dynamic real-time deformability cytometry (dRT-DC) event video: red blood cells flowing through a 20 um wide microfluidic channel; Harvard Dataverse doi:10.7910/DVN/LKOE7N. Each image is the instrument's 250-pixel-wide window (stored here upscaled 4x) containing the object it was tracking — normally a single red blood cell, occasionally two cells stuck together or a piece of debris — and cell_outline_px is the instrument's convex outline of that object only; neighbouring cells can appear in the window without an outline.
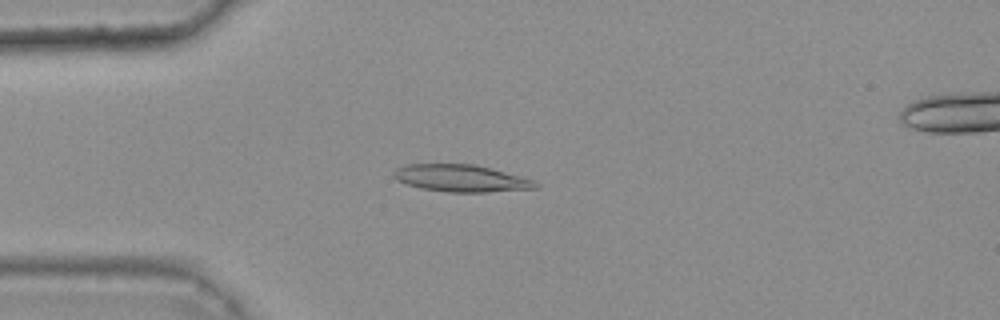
{"species": "common noctule bat (a hibernating species)", "species_latin": "Nyctalus noctula", "temperature_condition": "warm", "stored_images_in_passage": 36, "camera_frame_rate_fps": 3000, "um_per_image_px": 0.085, "animal": {"sex": "female", "body_mass_g": 25.1}, "frame": {"image": 1, "passage_image": 4, "time_ms": 1.0, "image_size_px": [1000, 320], "cell_outline_px": [[540, 188], [488, 192], [448, 192], [420, 188], [396, 180], [392, 176], [392, 172], [396, 168], [404, 164], [472, 164], [488, 168], [532, 180], [540, 184]], "centroid_in_image_um": [39.13, 15.16], "position_along_channel_um": 45.9, "area_um2": 22.25}}
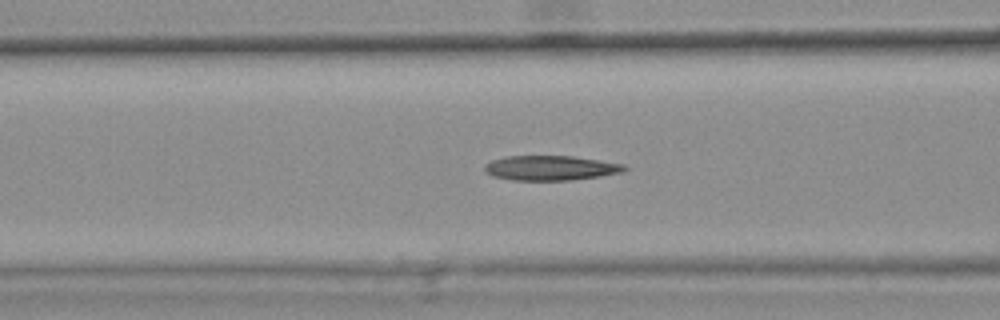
{"frame": {"image": 2, "passage_image": 11, "time_ms": 3.333, "image_size_px": [1000, 320], "cell_outline_px": [[628, 168], [620, 172], [600, 176], [572, 180], [512, 180], [492, 176], [484, 172], [484, 164], [492, 160], [504, 156], [572, 156], [624, 164]], "centroid_in_image_um": [46.74, 14.27], "position_along_channel_um": 119.9, "area_um2": 20.17}}
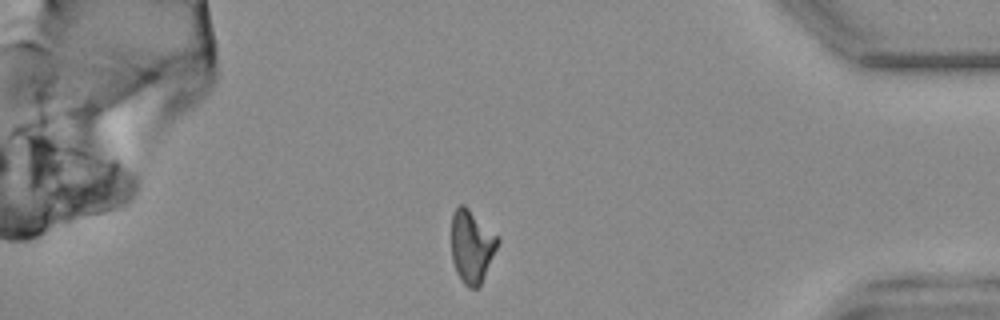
{"frame": {"image": 3, "passage_image": 35, "time_ms": 11.333, "image_size_px": [1000, 320], "cell_outline_px": [[500, 240], [484, 276], [480, 284], [476, 288], [468, 288], [460, 280], [456, 272], [452, 260], [452, 212], [460, 204], [464, 204], [500, 236]], "centroid_in_image_um": [40.1, 20.91], "position_along_channel_um": 395.1, "area_um2": 19.77}, "authors_computed_cell_mechanics": {"area_um2": 20.4323, "velocity_mm_per_s": 3.8254, "shape_relaxation_time_tau1_ms": null, "shape_relaxation_time_tau2_ms": 3.3924, "deformation_change_tau1": null, "deformation_change_tau2": 0.1189}}